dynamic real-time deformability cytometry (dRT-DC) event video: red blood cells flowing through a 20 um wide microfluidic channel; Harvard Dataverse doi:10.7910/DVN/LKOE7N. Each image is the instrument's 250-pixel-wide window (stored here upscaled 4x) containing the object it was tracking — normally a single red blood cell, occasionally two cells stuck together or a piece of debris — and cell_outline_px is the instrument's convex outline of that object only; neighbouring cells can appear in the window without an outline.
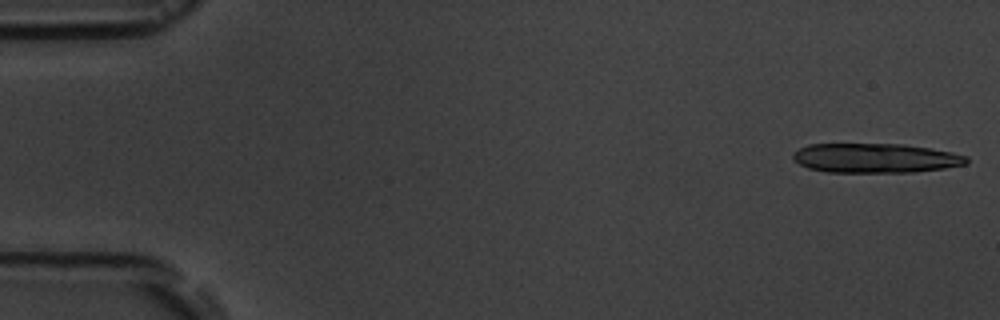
{"species": "common noctule bat (a hibernating species)", "species_latin": "Nyctalus noctula", "temperature_condition": "room temperature", "stored_images_in_passage": 7, "camera_frame_rate_fps": 3000, "um_per_image_px": 0.085, "animal": {"sex": "male", "body_mass_g": 19.5, "forearm_length_mm": 54.6}, "frame": {"image": 1, "passage_image": 1, "time_ms": 0.0, "image_size_px": [1000, 320], "cell_outline_px": [[968, 164], [944, 168], [912, 172], [828, 172], [808, 168], [800, 164], [792, 156], [792, 152], [808, 144], [904, 144], [952, 152], [968, 156]], "centroid_in_image_um": [74.42, 13.43], "position_along_channel_um": 10.6, "area_um2": 29.77}}
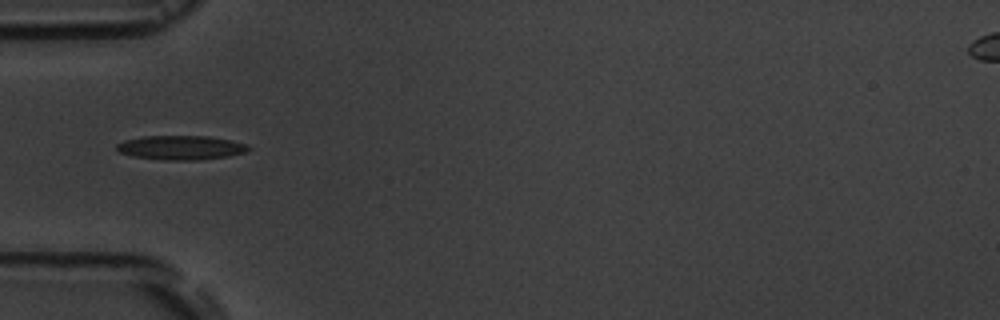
{"frame": {"image": 2, "passage_image": 6, "time_ms": 5.667, "image_size_px": [1000, 320], "cell_outline_px": [[252, 148], [244, 152], [228, 156], [200, 160], [164, 160], [132, 156], [120, 152], [116, 148], [116, 144], [124, 140], [144, 136], [208, 136], [232, 140], [248, 144]], "centroid_in_image_um": [15.4, 12.54], "position_along_channel_um": 69.6, "area_um2": 18.67}}
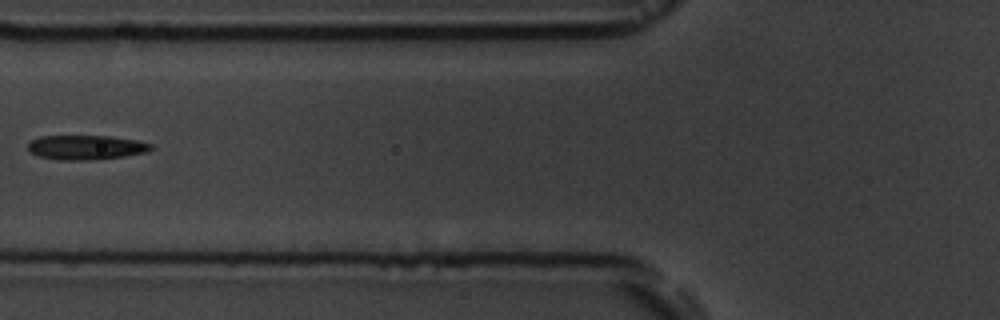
{"frame": {"image": 3, "passage_image": 7, "time_ms": 7.0, "image_size_px": [1000, 320], "cell_outline_px": [[152, 148], [148, 152], [124, 156], [92, 160], [60, 160], [36, 156], [28, 152], [28, 144], [32, 140], [40, 136], [108, 136], [136, 140], [152, 144]], "centroid_in_image_um": [7.28, 12.53], "position_along_channel_um": 118.5, "area_um2": 17.63}}